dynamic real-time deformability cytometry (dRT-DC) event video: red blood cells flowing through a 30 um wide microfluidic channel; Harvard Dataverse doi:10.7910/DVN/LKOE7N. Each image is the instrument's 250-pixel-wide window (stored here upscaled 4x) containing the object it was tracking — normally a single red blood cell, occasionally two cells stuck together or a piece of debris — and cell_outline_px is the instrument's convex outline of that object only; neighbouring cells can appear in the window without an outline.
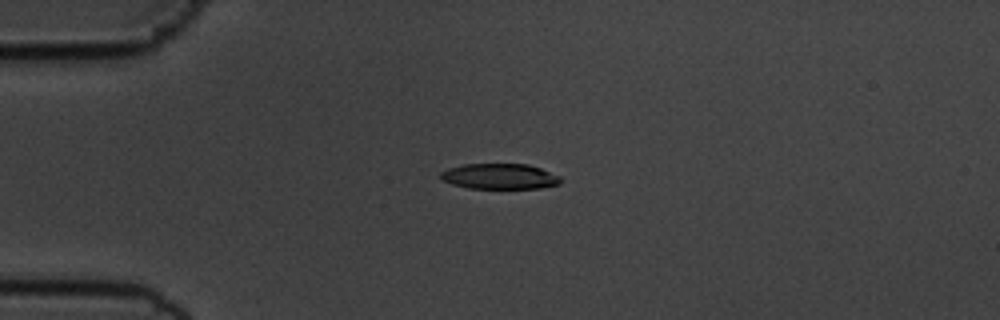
{"species": "common noctule bat (a hibernating species)", "species_latin": "Nyctalus noctula", "temperature_condition": "cold", "stored_images_in_passage": 43, "camera_frame_rate_fps": 3000, "um_per_image_px": 0.085, "animal": {"sex": "male", "body_mass_g": 19.5, "forearm_length_mm": 54.6}, "frame": {"image": 1, "passage_image": 1, "time_ms": 0.0, "image_size_px": [1000, 320], "cell_outline_px": [[560, 184], [540, 188], [468, 188], [452, 184], [440, 180], [440, 172], [448, 168], [464, 164], [528, 164], [540, 168], [560, 176]], "centroid_in_image_um": [42.44, 14.99], "position_along_channel_um": 42.6, "area_um2": 17.86}}
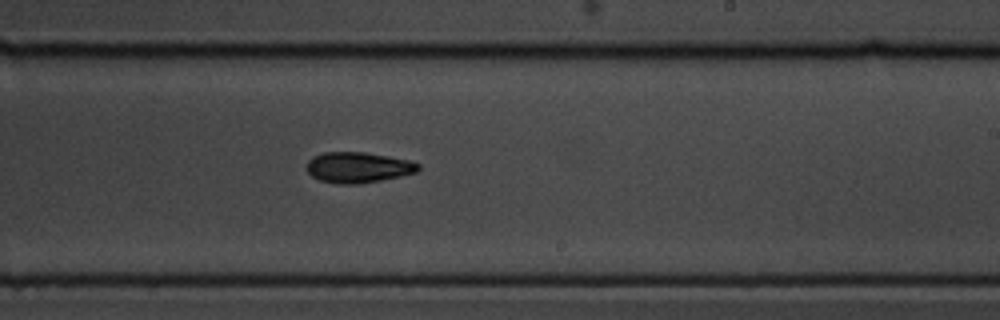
{"frame": {"image": 2, "passage_image": 21, "time_ms": 6.667, "image_size_px": [1000, 320], "cell_outline_px": [[420, 168], [416, 172], [400, 176], [380, 180], [356, 184], [340, 184], [320, 180], [312, 176], [304, 168], [308, 160], [312, 156], [324, 152], [364, 152], [388, 156], [408, 160], [420, 164]], "centroid_in_image_um": [30.39, 14.22], "position_along_channel_um": 258.6, "area_um2": 19.94}}
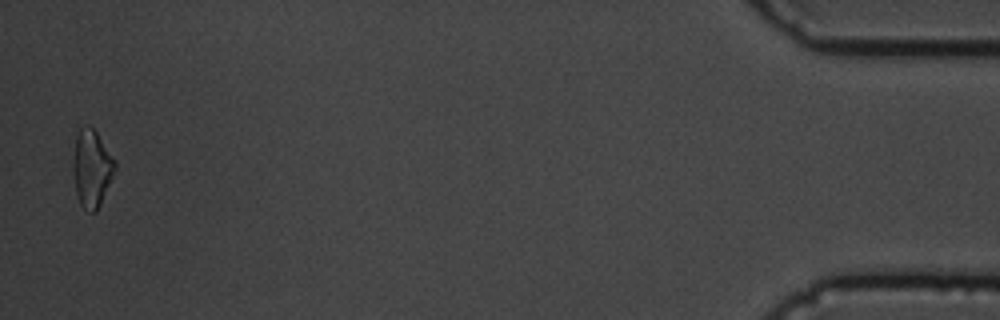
{"frame": {"image": 3, "passage_image": 42, "time_ms": 13.667, "image_size_px": [1000, 320], "cell_outline_px": [[116, 168], [100, 204], [96, 212], [92, 212], [84, 208], [80, 204], [76, 196], [72, 176], [72, 160], [76, 136], [80, 128], [84, 124], [88, 124], [96, 132], [116, 160]], "centroid_in_image_um": [7.77, 14.29], "position_along_channel_um": 427.4, "area_um2": 19.07}, "authors_computed_cell_mechanics": {"area_um2": 19.3052, "velocity_mm_per_s": 3.6301, "shape_relaxation_time_tau1_ms": 1.9659, "shape_relaxation_time_tau2_ms": null, "deformation_change_tau1": 0.109, "deformation_change_tau2": null}}